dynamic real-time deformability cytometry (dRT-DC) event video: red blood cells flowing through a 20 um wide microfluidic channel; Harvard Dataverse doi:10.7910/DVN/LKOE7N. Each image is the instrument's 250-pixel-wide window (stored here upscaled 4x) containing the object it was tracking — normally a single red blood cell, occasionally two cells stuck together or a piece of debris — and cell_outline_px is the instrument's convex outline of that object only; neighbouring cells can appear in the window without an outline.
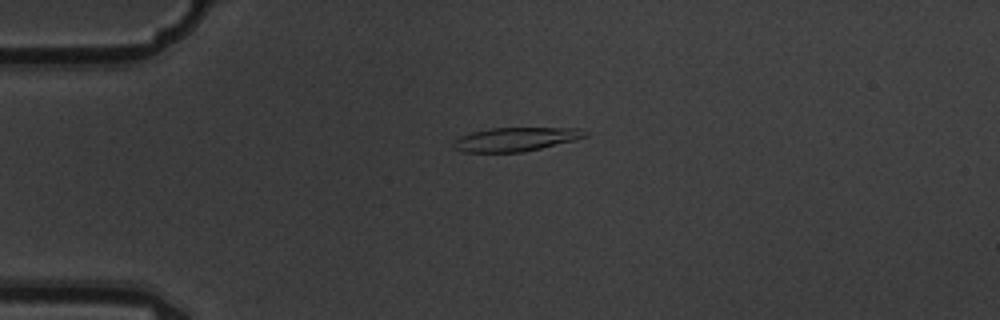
{"species": "common noctule bat (a hibernating species)", "species_latin": "Nyctalus noctula", "temperature_condition": "warm", "stored_images_in_passage": 6, "camera_frame_rate_fps": 3000, "um_per_image_px": 0.085, "animal": {"sex": "male", "body_mass_g": 19.5, "forearm_length_mm": 54.6}, "frame": {"image": 1, "passage_image": 4, "time_ms": 1.0, "image_size_px": [1000, 320], "cell_outline_px": [[588, 136], [576, 140], [540, 148], [520, 152], [464, 152], [456, 148], [452, 144], [460, 136], [472, 132], [492, 128], [580, 128], [588, 132]], "centroid_in_image_um": [43.88, 11.83], "position_along_channel_um": 41.1, "area_um2": 18.09}}
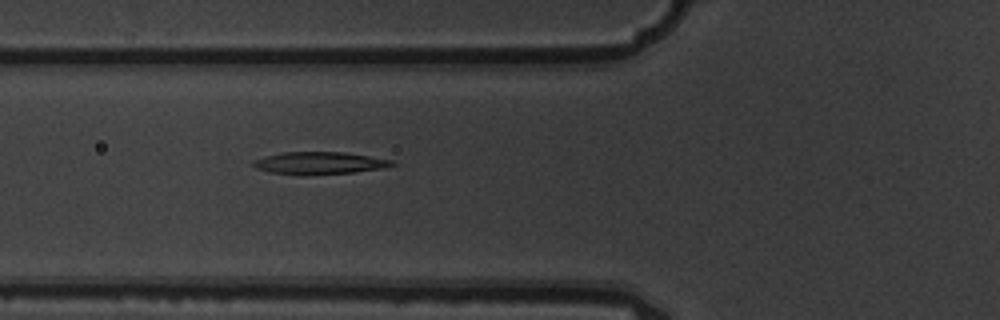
{"frame": {"image": 2, "passage_image": 6, "time_ms": 1.667, "image_size_px": [1000, 320], "cell_outline_px": [[396, 164], [380, 168], [352, 172], [272, 172], [256, 168], [252, 164], [252, 160], [264, 156], [284, 152], [344, 152], [392, 160]], "centroid_in_image_um": [27.14, 13.8], "position_along_channel_um": 98.7, "area_um2": 16.82}}